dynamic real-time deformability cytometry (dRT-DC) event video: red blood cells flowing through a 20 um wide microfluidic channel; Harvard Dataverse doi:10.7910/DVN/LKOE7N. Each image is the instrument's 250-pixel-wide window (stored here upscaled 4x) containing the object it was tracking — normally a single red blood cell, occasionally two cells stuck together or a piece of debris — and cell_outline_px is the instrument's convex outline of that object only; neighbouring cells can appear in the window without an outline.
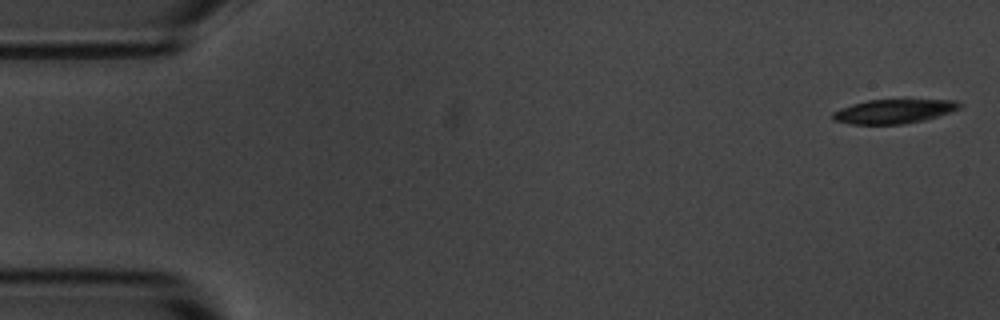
{"species": "common noctule bat (a hibernating species)", "species_latin": "Nyctalus noctula", "temperature_condition": "room temperature", "stored_images_in_passage": 6, "camera_frame_rate_fps": 3000, "um_per_image_px": 0.085, "animal": {"sex": "male", "body_mass_g": 20.1, "forearm_length_mm": 53.5}, "frame": {"image": 1, "passage_image": 1, "time_ms": 0.0, "image_size_px": [1000, 320], "cell_outline_px": [[960, 108], [924, 120], [904, 124], [852, 124], [832, 120], [832, 112], [840, 108], [852, 104], [868, 100], [956, 100], [960, 104]], "centroid_in_image_um": [75.91, 9.47], "position_along_channel_um": 9.1, "area_um2": 17.63}}